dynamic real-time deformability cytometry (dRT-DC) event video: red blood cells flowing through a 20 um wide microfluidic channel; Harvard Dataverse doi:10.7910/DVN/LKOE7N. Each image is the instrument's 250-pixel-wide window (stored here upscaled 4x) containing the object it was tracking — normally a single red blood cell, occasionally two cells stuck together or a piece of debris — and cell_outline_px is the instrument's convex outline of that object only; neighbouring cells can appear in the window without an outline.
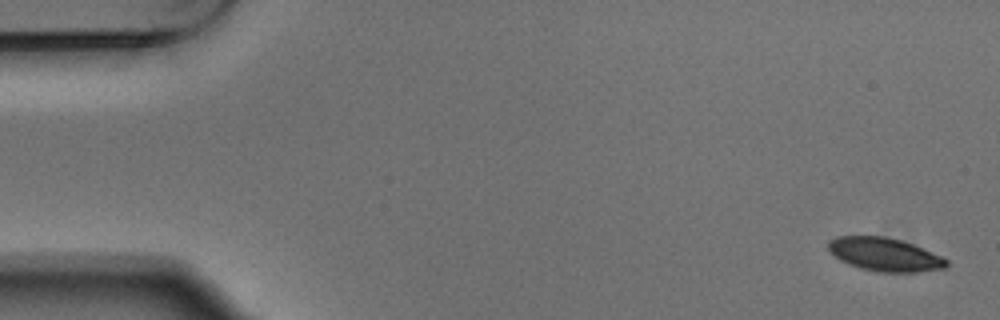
{"species": "Egyptian fruit bat (a non-hibernating species)", "species_latin": "Rousettus aegyptiacus", "temperature_condition": "warm", "stored_images_in_passage": 5, "camera_frame_rate_fps": 3000, "um_per_image_px": 0.085, "animal": {"sex": "male"}, "frame": {"image": 1, "passage_image": 1, "time_ms": 0.0, "image_size_px": [1000, 320], "cell_outline_px": [[948, 264], [944, 268], [916, 272], [876, 272], [860, 268], [848, 264], [840, 260], [828, 248], [828, 240], [836, 236], [884, 236], [900, 240], [912, 244], [940, 256], [948, 260]], "centroid_in_image_um": [75.17, 21.63], "position_along_channel_um": 9.8, "area_um2": 22.77}}